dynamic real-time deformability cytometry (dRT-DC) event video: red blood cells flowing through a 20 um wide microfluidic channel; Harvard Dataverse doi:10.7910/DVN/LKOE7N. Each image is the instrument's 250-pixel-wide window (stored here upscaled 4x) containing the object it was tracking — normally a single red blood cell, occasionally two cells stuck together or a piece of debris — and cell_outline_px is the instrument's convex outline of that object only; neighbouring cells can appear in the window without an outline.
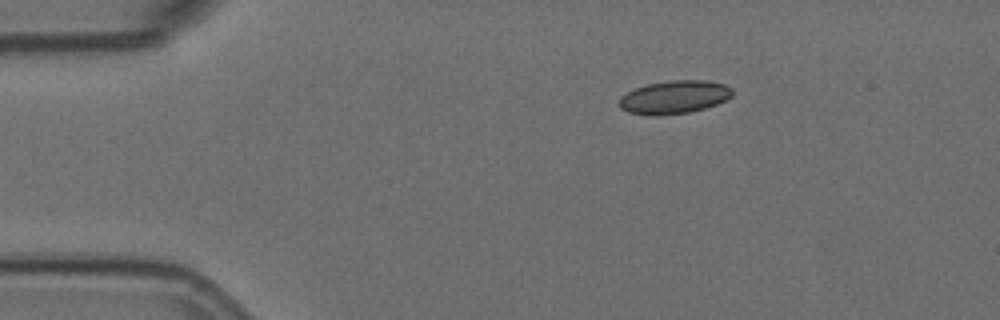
{"species": "Egyptian fruit bat (a non-hibernating species)", "species_latin": "Rousettus aegyptiacus", "temperature_condition": "room temperature", "stored_images_in_passage": 3, "camera_frame_rate_fps": 3000, "um_per_image_px": 0.085, "animal": {"sex": "female"}, "frame": {"image": 1, "passage_image": 1, "time_ms": 0.0, "image_size_px": [1000, 320], "cell_outline_px": [[732, 96], [716, 104], [704, 108], [688, 112], [660, 116], [652, 116], [628, 112], [620, 108], [616, 104], [620, 96], [636, 88], [648, 84], [672, 80], [704, 80], [724, 84], [732, 88]], "centroid_in_image_um": [57.26, 8.26], "position_along_channel_um": 27.7, "area_um2": 21.91}}